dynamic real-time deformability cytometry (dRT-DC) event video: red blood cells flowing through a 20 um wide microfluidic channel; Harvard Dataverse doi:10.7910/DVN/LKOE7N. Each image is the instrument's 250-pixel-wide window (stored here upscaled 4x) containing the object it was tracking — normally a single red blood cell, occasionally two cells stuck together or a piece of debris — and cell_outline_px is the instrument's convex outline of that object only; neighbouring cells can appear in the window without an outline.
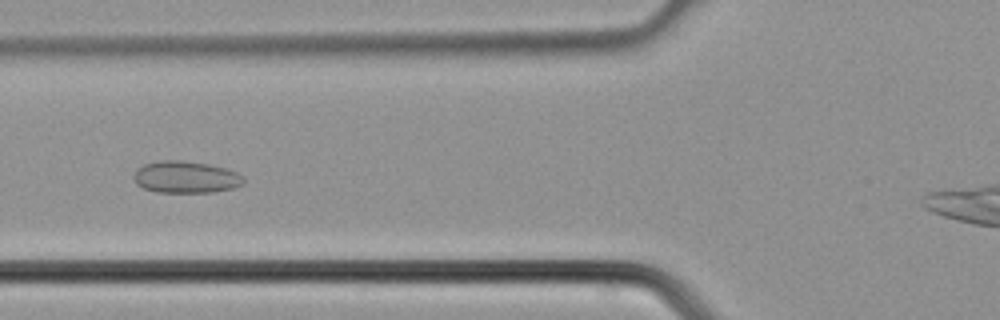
{"species": "common noctule bat (a hibernating species)", "species_latin": "Nyctalus noctula", "temperature_condition": "cold", "stored_images_in_passage": 25, "camera_frame_rate_fps": 3000, "um_per_image_px": 0.085, "animal": {"sex": "male", "body_mass_g": 21.5, "forearm_length_mm": 52.0}, "frame": {"image": 1, "passage_image": 5, "time_ms": 1.333, "image_size_px": [1000, 320], "cell_outline_px": [[244, 184], [232, 188], [212, 192], [156, 192], [144, 188], [136, 184], [132, 176], [136, 168], [144, 164], [160, 160], [180, 160], [208, 164], [224, 168], [236, 172], [244, 176]], "centroid_in_image_um": [15.76, 15.05], "position_along_channel_um": 110.0, "area_um2": 20.52}}
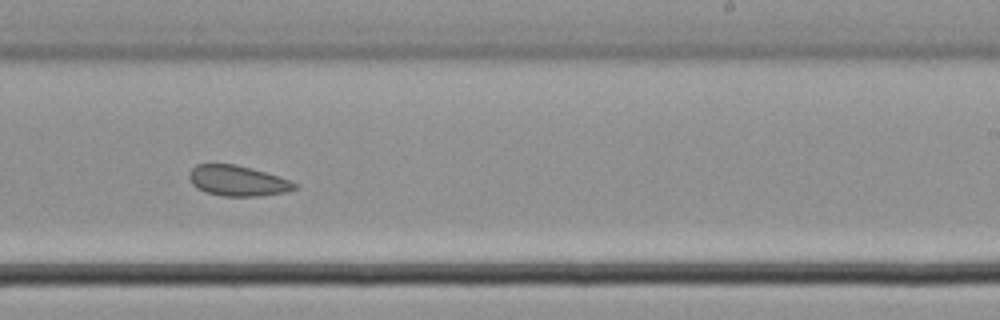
{"frame": {"image": 2, "passage_image": 14, "time_ms": 4.333, "image_size_px": [1000, 320], "cell_outline_px": [[296, 188], [284, 192], [260, 196], [224, 196], [208, 192], [196, 188], [192, 184], [188, 176], [188, 172], [196, 164], [236, 164], [252, 168], [288, 180], [296, 184]], "centroid_in_image_um": [20.13, 15.36], "position_along_channel_um": 268.9, "area_um2": 18.5}}
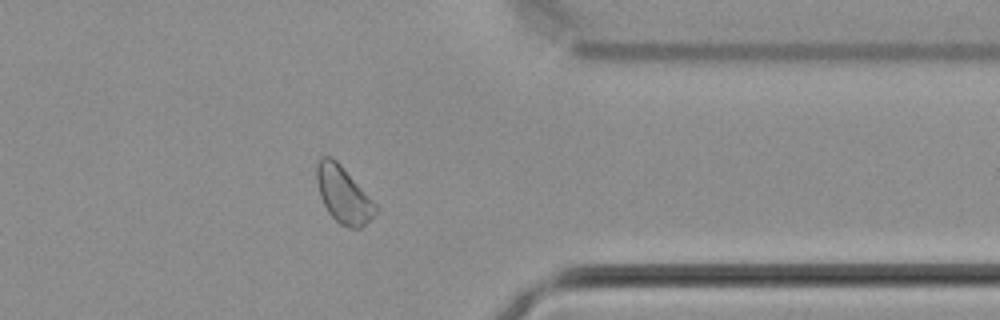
{"frame": {"image": 3, "passage_image": 21, "time_ms": 6.667, "image_size_px": [1000, 320], "cell_outline_px": [[380, 208], [360, 228], [348, 228], [340, 224], [328, 212], [320, 196], [316, 180], [316, 164], [324, 156], [328, 156], [336, 160], [340, 164]], "centroid_in_image_um": [29.18, 16.55], "position_along_channel_um": 382.2, "area_um2": 19.13}}